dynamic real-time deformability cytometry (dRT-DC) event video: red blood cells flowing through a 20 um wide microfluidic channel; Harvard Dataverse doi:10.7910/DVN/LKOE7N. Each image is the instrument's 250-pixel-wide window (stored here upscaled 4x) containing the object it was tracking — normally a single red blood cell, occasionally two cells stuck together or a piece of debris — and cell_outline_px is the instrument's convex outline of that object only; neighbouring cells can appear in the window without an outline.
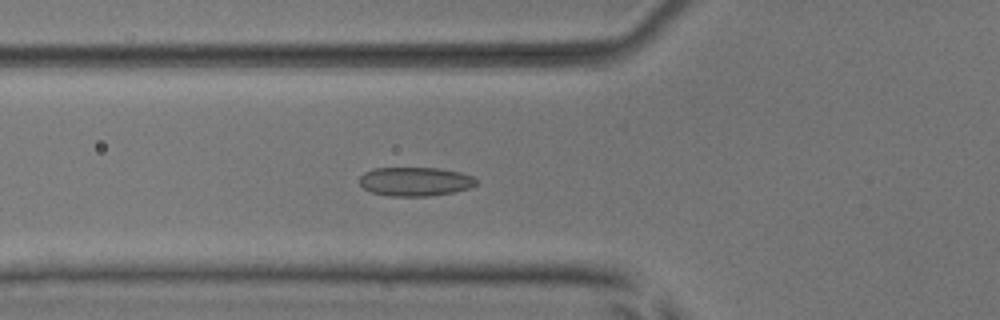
{"species": "common noctule bat (a hibernating species)", "species_latin": "Nyctalus noctula", "temperature_condition": "room temperature", "stored_images_in_passage": 53, "camera_frame_rate_fps": 3000, "um_per_image_px": 0.085, "animal": {"sex": "male", "body_mass_g": 17.9, "forearm_length_mm": 54.2}, "frame": {"image": 1, "passage_image": 19, "time_ms": 6.0, "image_size_px": [1000, 320], "cell_outline_px": [[476, 184], [468, 188], [456, 192], [428, 196], [388, 196], [372, 192], [364, 188], [360, 184], [360, 176], [364, 172], [372, 168], [440, 168], [460, 172], [472, 176], [476, 180]], "centroid_in_image_um": [35.27, 15.43], "position_along_channel_um": 90.5, "area_um2": 19.71}}
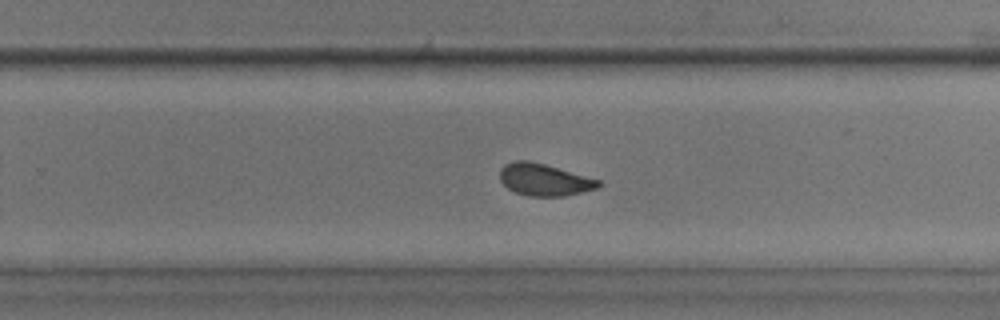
{"frame": {"image": 2, "passage_image": 34, "time_ms": 11.0, "image_size_px": [1000, 320], "cell_outline_px": [[604, 184], [596, 188], [564, 196], [528, 196], [516, 192], [508, 188], [500, 180], [500, 168], [504, 164], [516, 160], [528, 160], [544, 164], [600, 180]], "centroid_in_image_um": [46.24, 15.27], "position_along_channel_um": 283.6, "area_um2": 18.26}}
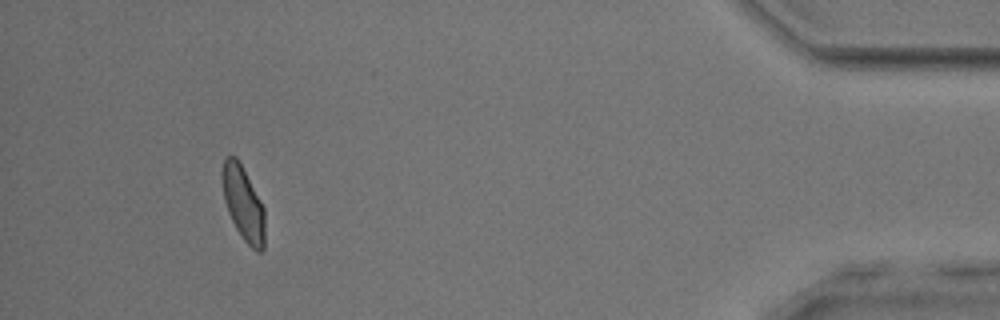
{"frame": {"image": 3, "passage_image": 49, "time_ms": 16.0, "image_size_px": [1000, 320], "cell_outline_px": [[264, 248], [260, 252], [256, 252], [244, 240], [236, 228], [228, 212], [224, 200], [220, 172], [224, 156], [228, 152], [236, 156], [260, 200], [264, 208]], "centroid_in_image_um": [20.63, 17.23], "position_along_channel_um": 414.6, "area_um2": 18.55}, "authors_computed_cell_mechanics": {"area_um2": 19.0162, "velocity_mm_per_s": 3.8745, "shape_relaxation_time_tau1_ms": 4.0037, "shape_relaxation_time_tau2_ms": 1.0374, "deformation_change_tau1": 0.1006, "deformation_change_tau2": 0.0674}}